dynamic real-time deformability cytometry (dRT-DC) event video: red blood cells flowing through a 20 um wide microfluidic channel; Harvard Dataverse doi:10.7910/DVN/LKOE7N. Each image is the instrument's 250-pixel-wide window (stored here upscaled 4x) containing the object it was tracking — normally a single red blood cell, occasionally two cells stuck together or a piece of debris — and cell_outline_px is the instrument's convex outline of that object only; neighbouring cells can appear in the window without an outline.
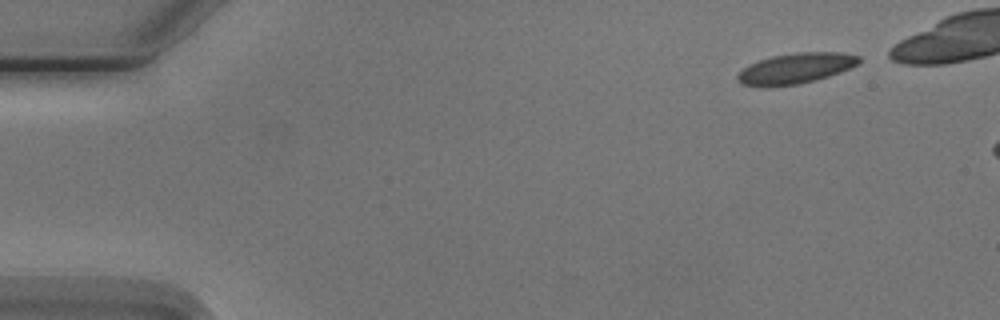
{"species": "Egyptian fruit bat (a non-hibernating species)", "species_latin": "Rousettus aegyptiacus", "temperature_condition": "cold", "stored_images_in_passage": 4, "camera_frame_rate_fps": 3000, "um_per_image_px": 0.085, "animal": {"sex": "male"}, "frame": {"image": 1, "passage_image": 1, "time_ms": 0.0, "image_size_px": [1000, 320], "cell_outline_px": [[860, 64], [840, 72], [816, 80], [796, 84], [764, 88], [740, 84], [736, 80], [736, 76], [744, 68], [760, 60], [772, 56], [796, 52], [844, 52], [860, 56]], "centroid_in_image_um": [67.64, 5.82], "position_along_channel_um": 17.4, "area_um2": 21.79}}